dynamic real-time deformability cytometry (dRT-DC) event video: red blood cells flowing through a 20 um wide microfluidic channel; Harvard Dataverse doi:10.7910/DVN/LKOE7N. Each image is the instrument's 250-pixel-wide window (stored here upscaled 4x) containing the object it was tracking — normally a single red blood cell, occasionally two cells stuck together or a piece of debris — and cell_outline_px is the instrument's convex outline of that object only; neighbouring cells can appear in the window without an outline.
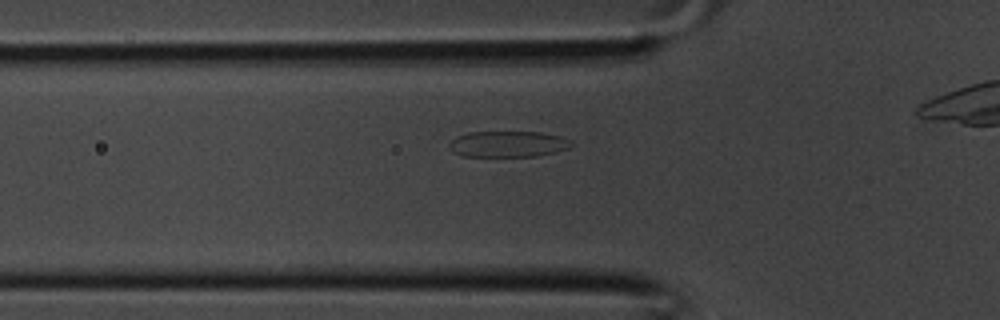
{"species": "common noctule bat (a hibernating species)", "species_latin": "Nyctalus noctula", "temperature_condition": "room temperature", "stored_images_in_passage": 25, "camera_frame_rate_fps": 3000, "um_per_image_px": 0.085, "animal": {"sex": "male", "body_mass_g": 20.1, "forearm_length_mm": 53.5}, "frame": {"image": 1, "passage_image": 7, "time_ms": 2.0, "image_size_px": [1000, 320], "cell_outline_px": [[572, 144], [568, 148], [556, 152], [536, 156], [460, 156], [452, 152], [448, 144], [456, 136], [468, 132], [540, 132], [560, 136], [572, 140]], "centroid_in_image_um": [43.16, 12.24], "position_along_channel_um": 82.6, "area_um2": 18.61}}
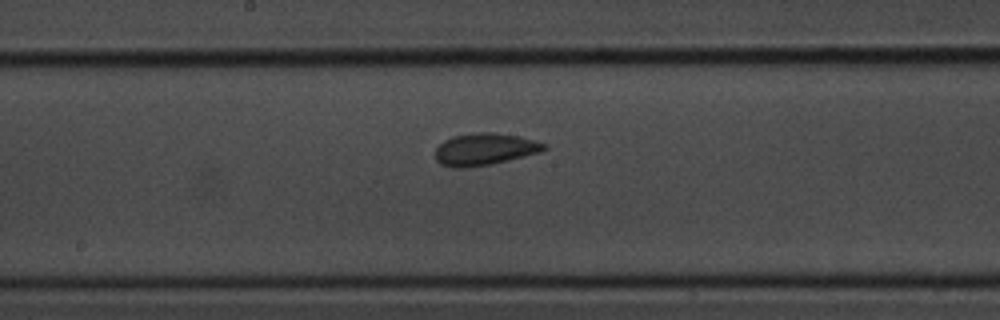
{"frame": {"image": 2, "passage_image": 14, "time_ms": 4.333, "image_size_px": [1000, 320], "cell_outline_px": [[548, 148], [540, 152], [488, 164], [464, 168], [452, 168], [440, 164], [436, 160], [436, 148], [444, 140], [452, 136], [472, 132], [492, 132], [520, 136], [548, 144]], "centroid_in_image_um": [41.18, 12.67], "position_along_channel_um": 207.0, "area_um2": 20.29}}
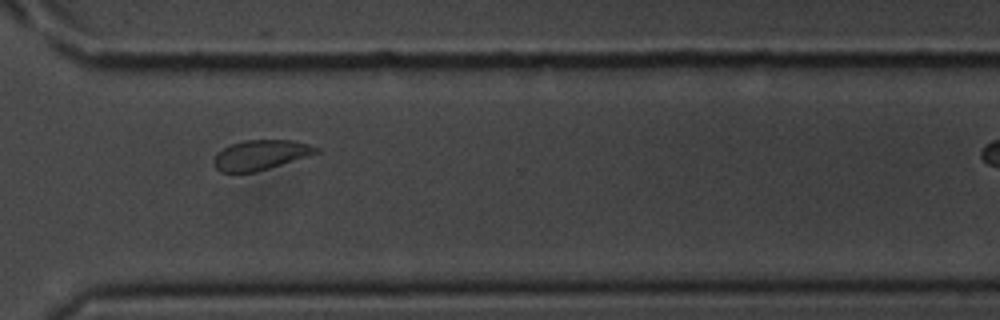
{"frame": {"image": 3, "passage_image": 22, "time_ms": 7.0, "image_size_px": [1000, 320], "cell_outline_px": [[320, 152], [256, 172], [220, 172], [216, 168], [212, 160], [216, 152], [232, 144], [244, 140], [292, 140], [308, 144], [320, 148]], "centroid_in_image_um": [22.13, 13.17], "position_along_channel_um": 348.5, "area_um2": 17.74}}